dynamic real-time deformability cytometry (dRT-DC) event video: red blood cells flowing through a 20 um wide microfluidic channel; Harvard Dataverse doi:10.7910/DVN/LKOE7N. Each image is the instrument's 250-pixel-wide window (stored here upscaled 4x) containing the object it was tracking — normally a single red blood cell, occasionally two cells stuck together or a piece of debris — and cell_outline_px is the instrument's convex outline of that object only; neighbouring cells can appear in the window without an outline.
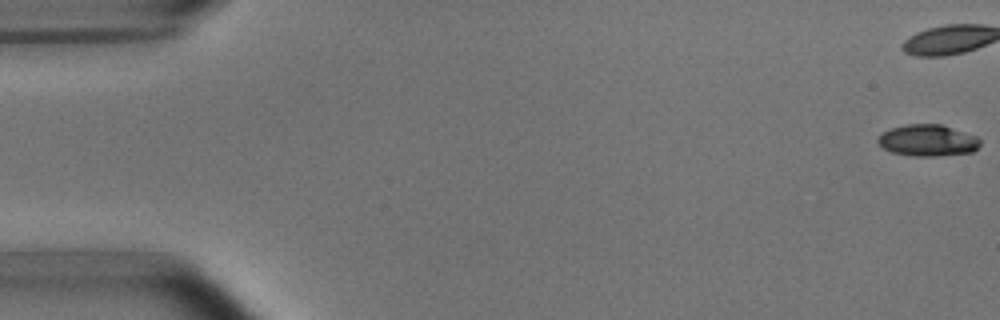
{"species": "common noctule bat (a hibernating species)", "species_latin": "Nyctalus noctula", "temperature_condition": "room temperature", "stored_images_in_passage": 8, "camera_frame_rate_fps": 3000, "um_per_image_px": 0.085, "animal": {"sex": "male", "body_mass_g": 15.6}, "frame": {"image": 1, "passage_image": 1, "time_ms": 0.0, "image_size_px": [1000, 320], "cell_outline_px": [[980, 144], [972, 152], [936, 156], [916, 156], [892, 152], [884, 148], [876, 140], [888, 128], [908, 124], [940, 124], [976, 136], [980, 140]], "centroid_in_image_um": [78.84, 11.93], "position_along_channel_um": 6.2, "area_um2": 18.55}}
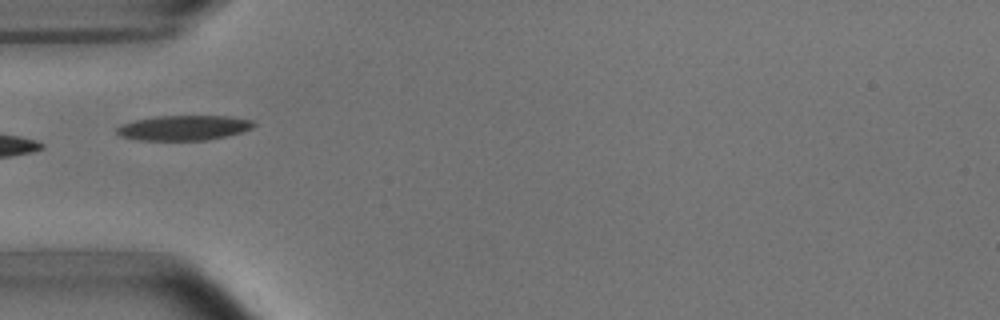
{"frame": {"image": 2, "passage_image": 6, "time_ms": 6.0, "image_size_px": [1000, 320], "cell_outline_px": [[256, 124], [252, 128], [240, 132], [224, 136], [204, 140], [136, 140], [120, 136], [116, 132], [116, 128], [120, 124], [136, 120], [156, 116], [228, 116], [252, 120]], "centroid_in_image_um": [15.58, 10.86], "position_along_channel_um": 69.4, "area_um2": 19.83}}
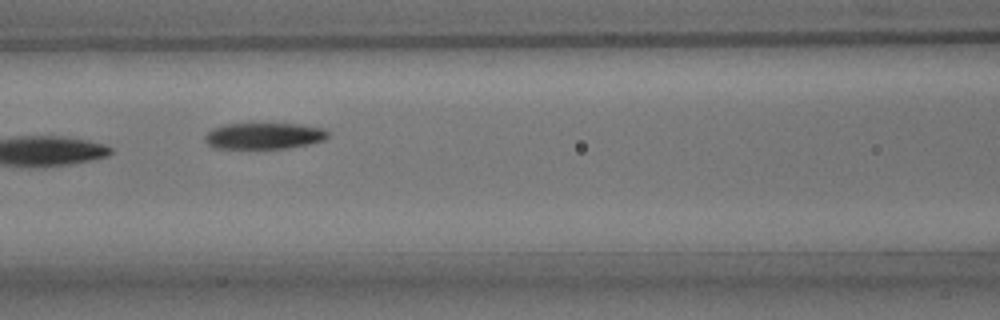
{"frame": {"image": 3, "passage_image": 8, "time_ms": 8.0, "image_size_px": [1000, 320], "cell_outline_px": [[328, 136], [324, 140], [308, 144], [288, 148], [212, 148], [204, 140], [204, 136], [212, 128], [224, 124], [300, 124], [324, 128], [328, 132]], "centroid_in_image_um": [22.42, 11.55], "position_along_channel_um": 144.2, "area_um2": 18.84}}